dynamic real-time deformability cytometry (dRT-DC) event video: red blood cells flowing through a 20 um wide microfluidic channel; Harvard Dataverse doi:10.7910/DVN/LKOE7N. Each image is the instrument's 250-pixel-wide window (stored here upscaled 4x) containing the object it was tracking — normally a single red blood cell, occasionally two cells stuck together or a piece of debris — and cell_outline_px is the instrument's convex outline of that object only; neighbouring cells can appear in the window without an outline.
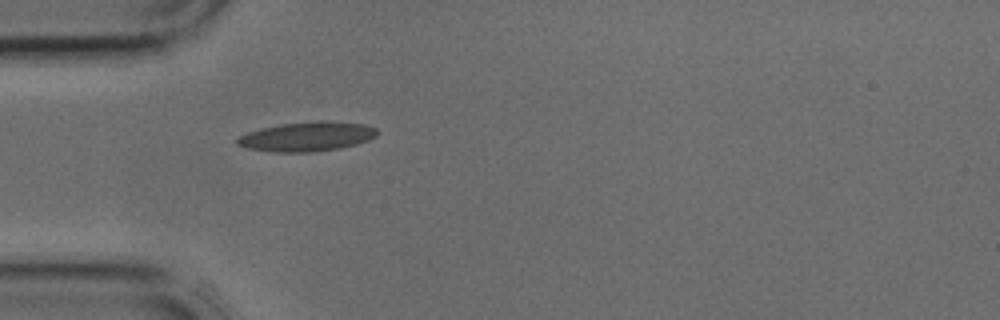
{"species": "common noctule bat (a hibernating species)", "species_latin": "Nyctalus noctula", "temperature_condition": "cold", "stored_images_in_passage": 1, "camera_frame_rate_fps": 3000, "um_per_image_px": 0.085, "animal": {"sex": "male", "body_mass_g": 17.9, "forearm_length_mm": 54.2}, "frame": {"image": 1, "passage_image": 1, "time_ms": 0.0, "image_size_px": [1000, 320], "cell_outline_px": [[380, 132], [376, 136], [368, 140], [356, 144], [340, 148], [312, 152], [272, 152], [248, 148], [236, 144], [236, 140], [240, 136], [248, 132], [260, 128], [280, 124], [320, 120], [364, 124], [376, 128]], "centroid_in_image_um": [26.1, 11.6], "position_along_channel_um": 58.9, "area_um2": 24.04}}